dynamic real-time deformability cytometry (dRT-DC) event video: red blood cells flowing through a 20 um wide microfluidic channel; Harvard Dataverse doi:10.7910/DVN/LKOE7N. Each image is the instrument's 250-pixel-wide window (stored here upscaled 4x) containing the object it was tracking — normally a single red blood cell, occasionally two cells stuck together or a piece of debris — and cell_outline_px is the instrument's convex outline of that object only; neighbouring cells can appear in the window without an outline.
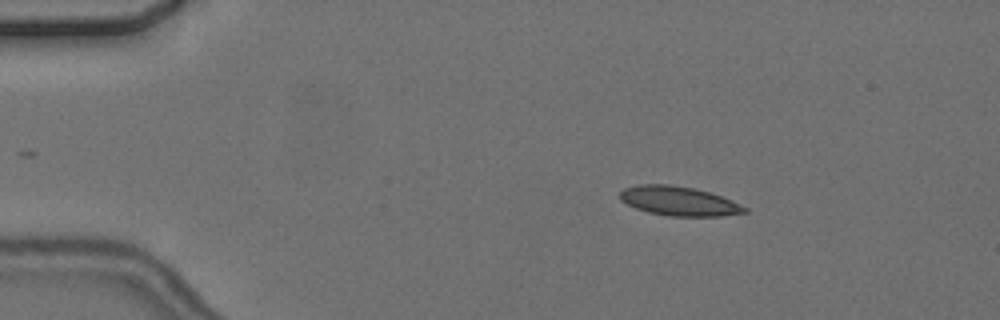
{"species": "common noctule bat (a hibernating species)", "species_latin": "Nyctalus noctula", "temperature_condition": "cold", "stored_images_in_passage": 5, "camera_frame_rate_fps": 3000, "um_per_image_px": 0.085, "animal": {"sex": "female", "body_mass_g": 24.6, "forearm_length_mm": 56.2}, "frame": {"image": 1, "passage_image": 3, "time_ms": 2.333, "image_size_px": [1000, 320], "cell_outline_px": [[748, 212], [724, 216], [668, 216], [648, 212], [636, 208], [620, 200], [620, 192], [624, 188], [640, 184], [668, 184], [692, 188], [708, 192], [732, 200], [748, 208]], "centroid_in_image_um": [57.71, 17.1], "position_along_channel_um": 27.3, "area_um2": 21.21}}